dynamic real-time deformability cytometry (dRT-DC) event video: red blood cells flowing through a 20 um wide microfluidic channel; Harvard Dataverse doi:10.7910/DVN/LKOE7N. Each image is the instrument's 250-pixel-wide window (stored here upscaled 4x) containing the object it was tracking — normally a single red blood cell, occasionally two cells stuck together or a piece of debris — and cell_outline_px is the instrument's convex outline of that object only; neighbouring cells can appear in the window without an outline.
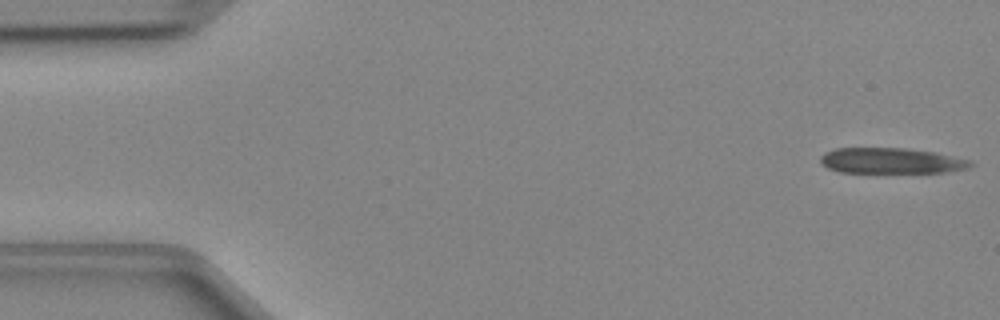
{"species": "Egyptian fruit bat (a non-hibernating species)", "species_latin": "Rousettus aegyptiacus", "temperature_condition": "cold", "stored_images_in_passage": 46, "camera_frame_rate_fps": 3000, "um_per_image_px": 0.085, "animal": {"sex": "female"}, "frame": {"image": 1, "passage_image": 1, "time_ms": 0.0, "image_size_px": [1000, 320], "cell_outline_px": [[976, 164], [968, 168], [944, 172], [840, 172], [828, 168], [820, 164], [820, 156], [824, 152], [836, 148], [904, 148], [932, 152], [972, 160]], "centroid_in_image_um": [75.73, 13.66], "position_along_channel_um": 9.3, "area_um2": 22.37}}
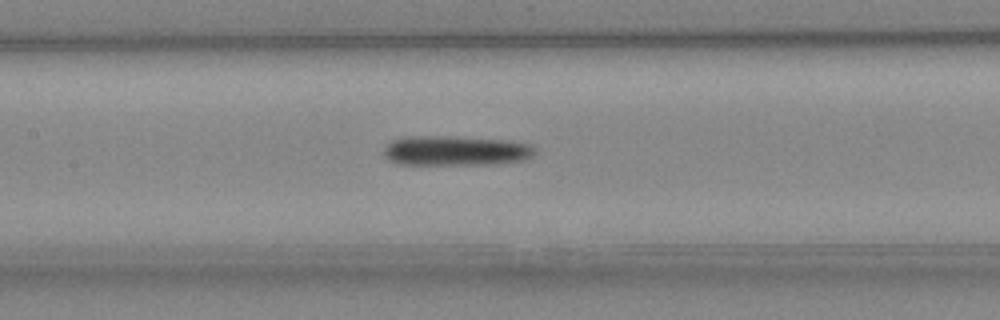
{"frame": {"image": 2, "passage_image": 21, "time_ms": 6.667, "image_size_px": [1000, 320], "cell_outline_px": [[536, 152], [532, 156], [524, 160], [500, 164], [400, 164], [388, 160], [384, 156], [384, 148], [392, 140], [408, 136], [456, 136], [508, 140], [532, 144], [536, 148]], "centroid_in_image_um": [38.78, 12.8], "position_along_channel_um": 168.6, "area_um2": 26.65}}
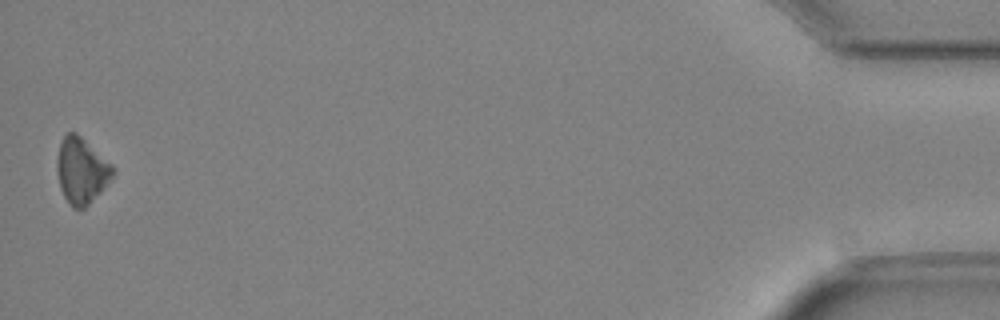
{"frame": {"image": 3, "passage_image": 46, "time_ms": 15.0, "image_size_px": [1000, 320], "cell_outline_px": [[116, 172], [100, 192], [84, 208], [72, 208], [64, 196], [60, 188], [56, 168], [56, 160], [60, 144], [64, 136], [68, 132], [76, 132], [112, 164], [116, 168]], "centroid_in_image_um": [6.92, 14.5], "position_along_channel_um": 428.3, "area_um2": 21.33}}